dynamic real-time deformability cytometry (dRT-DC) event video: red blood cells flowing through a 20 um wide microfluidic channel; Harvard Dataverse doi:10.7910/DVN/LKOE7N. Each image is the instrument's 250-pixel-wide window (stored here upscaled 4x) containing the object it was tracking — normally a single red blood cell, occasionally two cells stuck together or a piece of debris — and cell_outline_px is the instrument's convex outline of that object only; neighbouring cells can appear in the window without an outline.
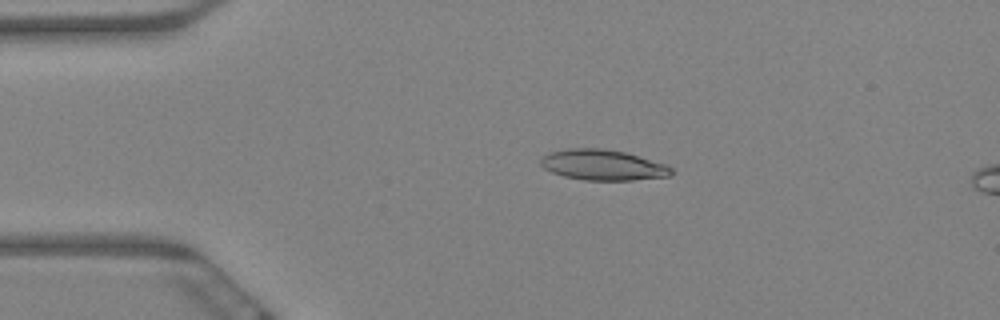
{"species": "Egyptian fruit bat (a non-hibernating species)", "species_latin": "Rousettus aegyptiacus", "temperature_condition": "warm", "stored_images_in_passage": 14, "camera_frame_rate_fps": 3000, "um_per_image_px": 0.085, "animal": {"sex": "female"}, "frame": {"image": 1, "passage_image": 8, "time_ms": 2.333, "image_size_px": [1000, 320], "cell_outline_px": [[672, 172], [668, 176], [632, 180], [584, 180], [564, 176], [552, 172], [544, 168], [540, 164], [540, 160], [548, 152], [568, 148], [604, 148], [624, 152], [664, 164], [672, 168]], "centroid_in_image_um": [51.19, 14.02], "position_along_channel_um": 33.8, "area_um2": 23.06}}